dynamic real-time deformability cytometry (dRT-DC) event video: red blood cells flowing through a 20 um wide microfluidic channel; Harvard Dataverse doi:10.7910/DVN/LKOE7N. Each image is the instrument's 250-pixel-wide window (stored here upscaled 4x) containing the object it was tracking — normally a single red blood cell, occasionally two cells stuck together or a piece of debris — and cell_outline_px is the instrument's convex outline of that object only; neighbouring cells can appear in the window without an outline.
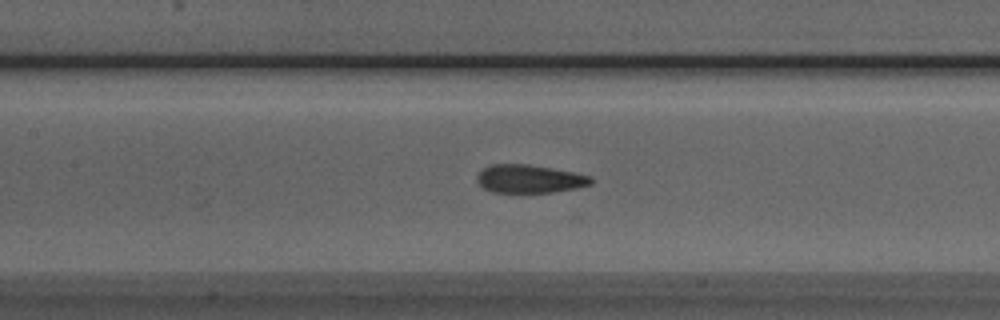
{"species": "Egyptian fruit bat (a non-hibernating species)", "species_latin": "Rousettus aegyptiacus", "temperature_condition": "room temperature", "stored_images_in_passage": 19, "camera_frame_rate_fps": 3000, "um_per_image_px": 0.085, "animal": {"sex": "male"}, "frame": {"image": 1, "passage_image": 9, "time_ms": 2.667, "image_size_px": [1000, 320], "cell_outline_px": [[592, 184], [576, 188], [552, 192], [492, 192], [484, 188], [476, 180], [476, 176], [488, 164], [528, 164], [572, 172], [592, 176]], "centroid_in_image_um": [44.99, 15.2], "position_along_channel_um": 162.4, "area_um2": 18.61}}
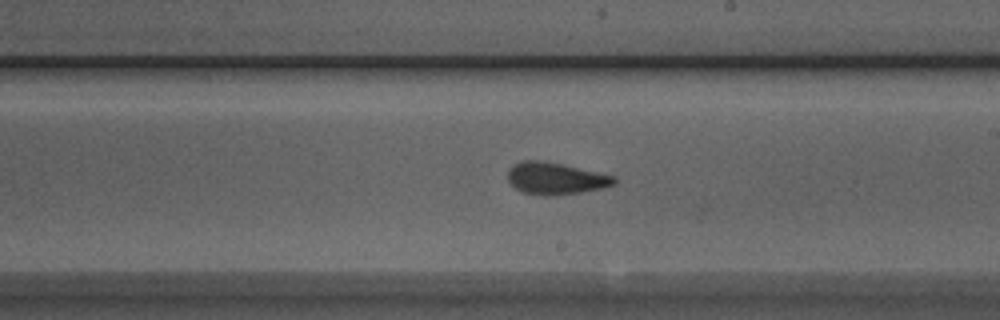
{"frame": {"image": 2, "passage_image": 15, "time_ms": 4.667, "image_size_px": [1000, 320], "cell_outline_px": [[616, 184], [600, 188], [580, 192], [544, 196], [524, 192], [516, 188], [508, 180], [508, 168], [512, 164], [520, 160], [544, 160], [564, 164], [616, 176]], "centroid_in_image_um": [47.2, 15.14], "position_along_channel_um": 241.8, "area_um2": 19.88}}
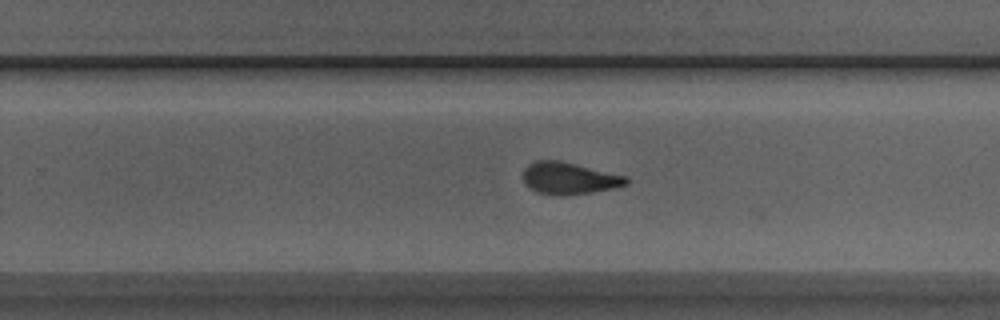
{"frame": {"image": 3, "passage_image": 18, "time_ms": 5.667, "image_size_px": [1000, 320], "cell_outline_px": [[628, 184], [612, 188], [592, 192], [564, 196], [536, 192], [524, 180], [524, 168], [528, 164], [536, 160], [560, 160], [628, 176]], "centroid_in_image_um": [48.4, 15.14], "position_along_channel_um": 281.4, "area_um2": 19.13}}